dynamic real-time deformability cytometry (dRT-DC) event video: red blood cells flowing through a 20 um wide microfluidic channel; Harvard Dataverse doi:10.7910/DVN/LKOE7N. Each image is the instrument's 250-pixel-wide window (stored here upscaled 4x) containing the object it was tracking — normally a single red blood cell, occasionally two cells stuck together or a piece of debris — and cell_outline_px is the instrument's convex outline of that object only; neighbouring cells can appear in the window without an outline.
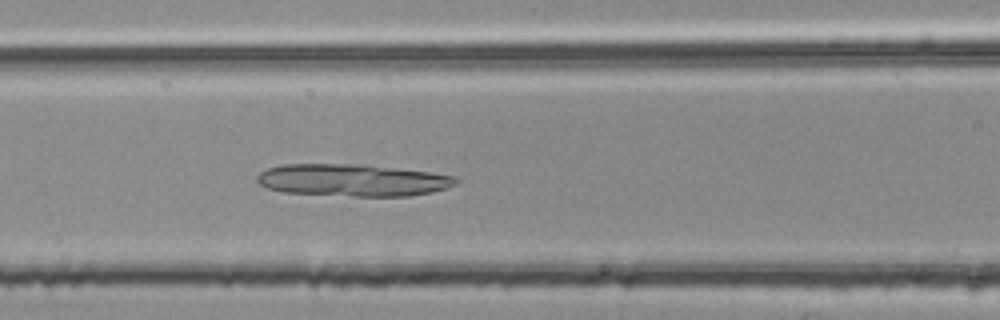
{"species": "common noctule bat (a hibernating species)", "species_latin": "Nyctalus noctula", "temperature_condition": "room temperature", "stored_images_in_passage": 52, "camera_frame_rate_fps": 3000, "um_per_image_px": 0.085, "animal": {"sex": "female", "body_mass_g": 25.1}, "frame": {"image": 1, "passage_image": 23, "time_ms": 7.333, "image_size_px": [1000, 320], "cell_outline_px": [[460, 180], [456, 184], [432, 192], [408, 196], [352, 196], [284, 192], [268, 188], [260, 184], [256, 180], [256, 176], [260, 172], [268, 168], [280, 164], [360, 164], [428, 172], [456, 176]], "centroid_in_image_um": [29.95, 15.31], "position_along_channel_um": 136.7, "area_um2": 37.17}}
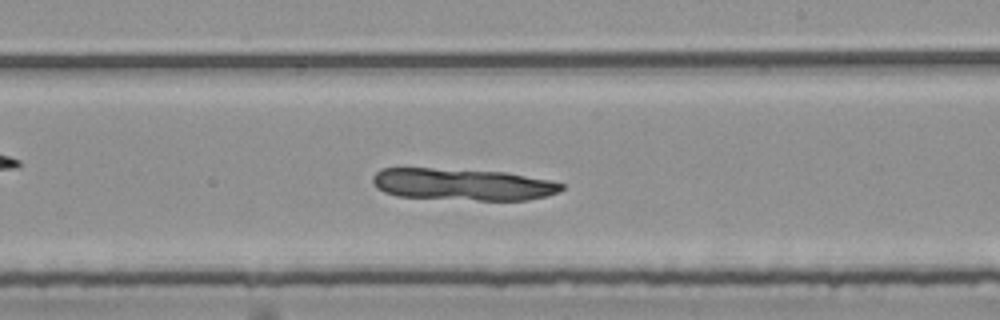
{"frame": {"image": 2, "passage_image": 32, "time_ms": 10.333, "image_size_px": [1000, 320], "cell_outline_px": [[564, 188], [560, 192], [528, 200], [476, 200], [396, 196], [384, 192], [376, 188], [372, 184], [372, 176], [380, 168], [432, 168], [504, 172], [552, 180], [564, 184]], "centroid_in_image_um": [39.3, 15.67], "position_along_channel_um": 249.7, "area_um2": 35.26}}
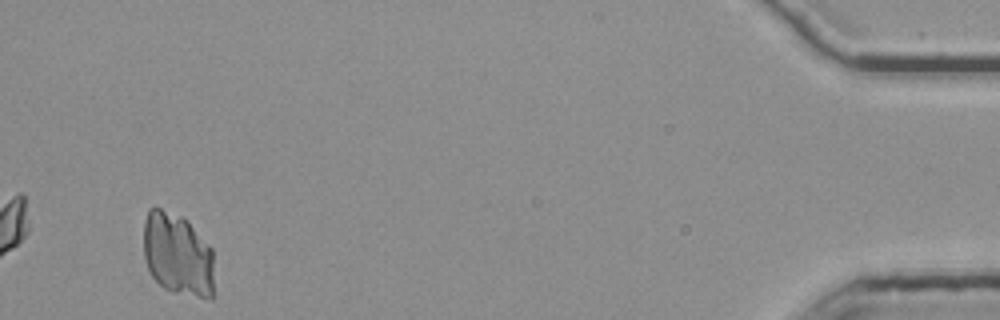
{"frame": {"image": 3, "passage_image": 52, "time_ms": 17.0, "image_size_px": [1000, 320], "cell_outline_px": [[212, 300], [208, 300], [172, 292], [164, 288], [152, 276], [144, 260], [144, 220], [148, 208], [160, 208], [180, 216], [212, 248]], "centroid_in_image_um": [15.07, 21.67], "position_along_channel_um": 420.1, "area_um2": 33.87}}